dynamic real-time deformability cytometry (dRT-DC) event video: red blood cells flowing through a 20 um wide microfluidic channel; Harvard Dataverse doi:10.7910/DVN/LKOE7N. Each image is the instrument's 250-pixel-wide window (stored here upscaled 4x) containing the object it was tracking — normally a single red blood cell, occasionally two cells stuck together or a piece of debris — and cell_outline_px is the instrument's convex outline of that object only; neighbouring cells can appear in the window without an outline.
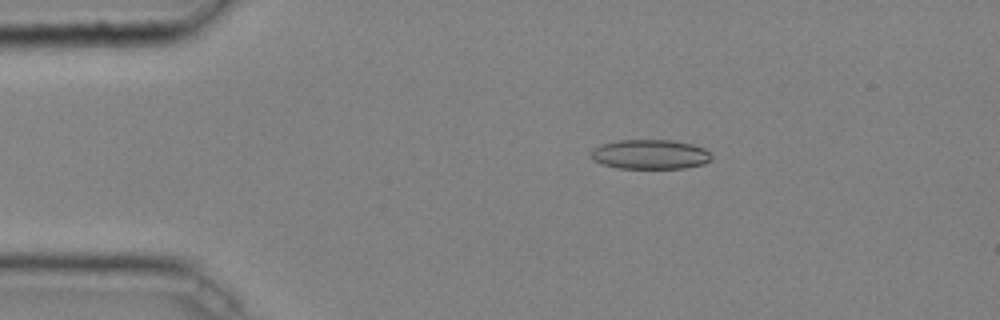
{"species": "common noctule bat (a hibernating species)", "species_latin": "Nyctalus noctula", "temperature_condition": "cold", "stored_images_in_passage": 45, "camera_frame_rate_fps": 3000, "um_per_image_px": 0.085, "animal": {"sex": "male", "body_mass_g": 20.4}, "frame": {"image": 1, "passage_image": 9, "time_ms": 2.667, "image_size_px": [1000, 320], "cell_outline_px": [[712, 160], [704, 164], [684, 168], [616, 168], [600, 164], [592, 160], [588, 152], [592, 148], [600, 144], [616, 140], [672, 140], [692, 144], [704, 148], [712, 156]], "centroid_in_image_um": [55.2, 13.12], "position_along_channel_um": 29.8, "area_um2": 21.15}}
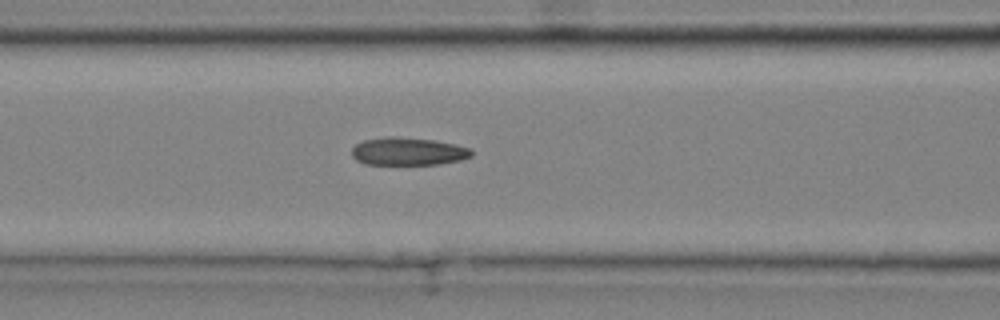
{"frame": {"image": 2, "passage_image": 20, "time_ms": 6.333, "image_size_px": [1000, 320], "cell_outline_px": [[472, 156], [460, 160], [440, 164], [364, 164], [356, 160], [352, 156], [352, 148], [356, 144], [364, 140], [388, 136], [392, 136], [436, 140], [456, 144], [472, 148]], "centroid_in_image_um": [34.71, 12.86], "position_along_channel_um": 131.9, "area_um2": 19.54}}
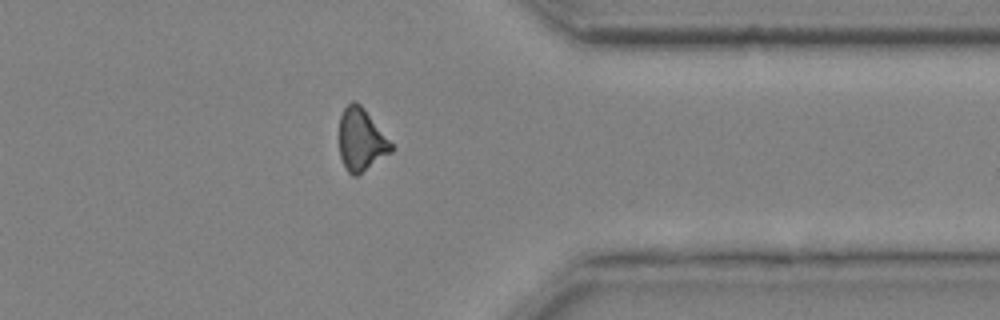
{"frame": {"image": 3, "passage_image": 39, "time_ms": 12.667, "image_size_px": [1000, 320], "cell_outline_px": [[396, 148], [392, 152], [356, 176], [352, 176], [348, 172], [340, 156], [340, 116], [344, 108], [352, 100], [356, 100], [364, 108]], "centroid_in_image_um": [30.71, 11.87], "position_along_channel_um": 380.7, "area_um2": 18.84}, "authors_computed_cell_mechanics": {"area_um2": 19.8254, "velocity_mm_per_s": 4.0881, "shape_relaxation_time_tau1_ms": null, "shape_relaxation_time_tau2_ms": 3.0672, "deformation_change_tau1": null, "deformation_change_tau2": 0.097}}